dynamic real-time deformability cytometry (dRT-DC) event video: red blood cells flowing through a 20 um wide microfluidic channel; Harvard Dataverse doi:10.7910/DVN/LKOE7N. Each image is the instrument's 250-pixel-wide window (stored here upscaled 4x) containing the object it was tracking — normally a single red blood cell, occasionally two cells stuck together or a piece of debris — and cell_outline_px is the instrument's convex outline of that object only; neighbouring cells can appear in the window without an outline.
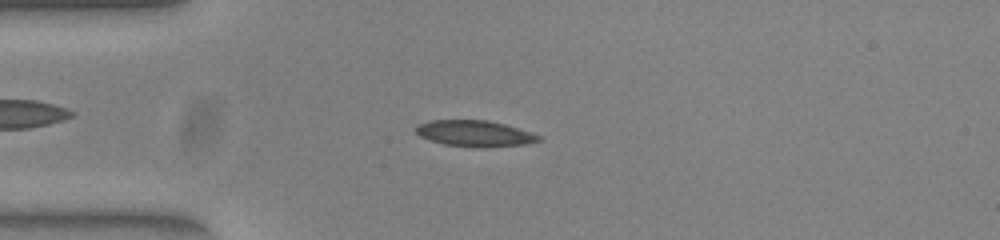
{"species": "common noctule bat (a hibernating species)", "species_latin": "Nyctalus noctula", "temperature_condition": "warm", "stored_images_in_passage": 51, "camera_frame_rate_fps": 3000, "um_per_image_px": 0.085, "animal": {"sex": "female", "body_mass_g": 23.0, "forearm_length_mm": 53.4}, "frame": {"image": 1, "passage_image": 12, "time_ms": 3.667, "image_size_px": [1000, 240], "cell_outline_px": [[544, 140], [524, 144], [484, 148], [476, 148], [444, 144], [420, 136], [416, 132], [416, 124], [432, 120], [488, 120], [504, 124], [532, 132], [540, 136]], "centroid_in_image_um": [40.38, 11.35], "position_along_channel_um": 44.6, "area_um2": 18.79}}
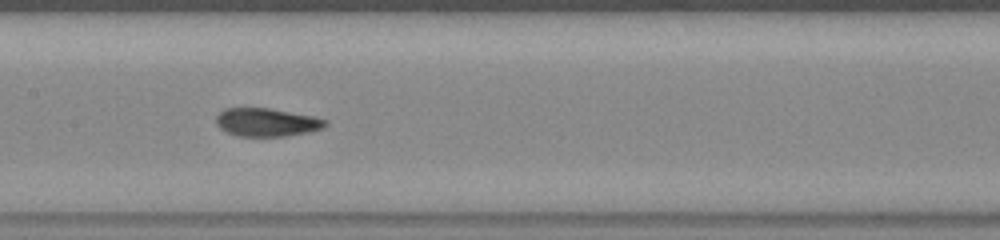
{"frame": {"image": 2, "passage_image": 24, "time_ms": 7.667, "image_size_px": [1000, 240], "cell_outline_px": [[328, 124], [324, 128], [308, 132], [284, 136], [240, 136], [228, 132], [220, 128], [216, 124], [216, 116], [224, 108], [268, 108], [312, 116], [328, 120]], "centroid_in_image_um": [22.68, 10.39], "position_along_channel_um": 184.7, "area_um2": 17.86}}
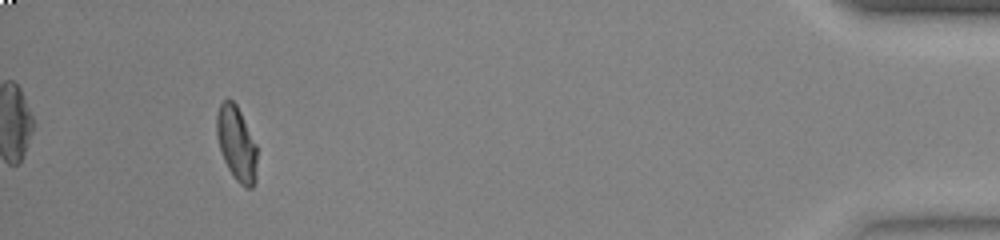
{"frame": {"image": 3, "passage_image": 47, "time_ms": 15.333, "image_size_px": [1000, 240], "cell_outline_px": [[256, 180], [252, 188], [244, 188], [232, 176], [224, 160], [216, 136], [216, 116], [220, 104], [224, 100], [232, 100], [236, 104], [256, 144]], "centroid_in_image_um": [20.1, 12.24], "position_along_channel_um": 415.1, "area_um2": 17.46}, "authors_computed_cell_mechanics": {"area_um2": 18.207, "velocity_mm_per_s": 3.9377, "shape_relaxation_time_tau1_ms": 6.4523, "shape_relaxation_time_tau2_ms": 1.3552, "deformation_change_tau1": 0.2283, "deformation_change_tau2": 0.0565}}